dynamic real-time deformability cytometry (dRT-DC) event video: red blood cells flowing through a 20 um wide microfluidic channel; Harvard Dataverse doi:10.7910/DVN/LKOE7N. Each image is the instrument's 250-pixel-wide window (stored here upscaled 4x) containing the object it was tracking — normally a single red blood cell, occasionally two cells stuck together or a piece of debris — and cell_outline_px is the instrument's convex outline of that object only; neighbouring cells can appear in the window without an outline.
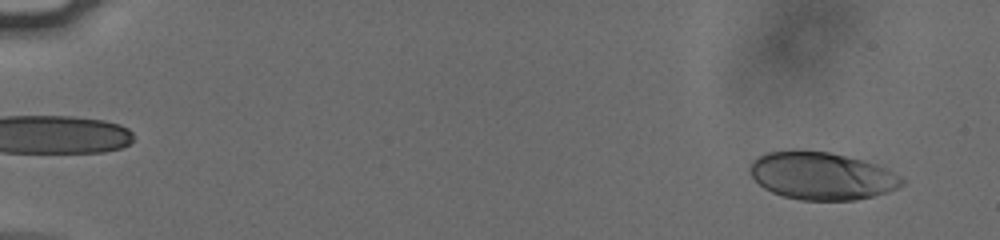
{"species": "human", "species_latin": "Homo sapiens", "temperature_condition": "cold", "stored_images_in_passage": 51, "camera_frame_rate_fps": 3000, "um_per_image_px": 0.085, "donor": {"sex": "male"}, "frame": {"image": 1, "passage_image": 3, "time_ms": 0.667, "image_size_px": [1000, 240], "cell_outline_px": [[904, 184], [888, 192], [856, 200], [800, 200], [784, 196], [772, 192], [764, 188], [748, 172], [748, 168], [752, 160], [768, 152], [792, 148], [796, 148], [828, 152], [876, 164], [888, 168], [900, 176], [904, 180]], "centroid_in_image_um": [69.81, 14.93], "position_along_channel_um": 15.2, "area_um2": 42.48}}
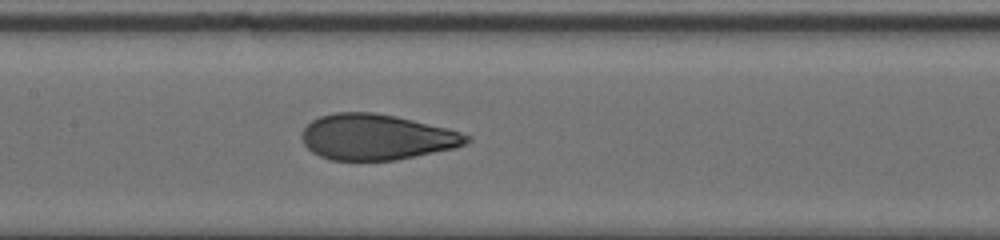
{"frame": {"image": 2, "passage_image": 28, "time_ms": 9.0, "image_size_px": [1000, 240], "cell_outline_px": [[472, 140], [456, 148], [396, 160], [332, 160], [320, 156], [312, 152], [304, 144], [300, 136], [304, 128], [312, 120], [320, 116], [332, 112], [372, 112], [396, 116], [448, 128], [472, 136]], "centroid_in_image_um": [32.01, 11.64], "position_along_channel_um": 175.4, "area_um2": 44.04}}
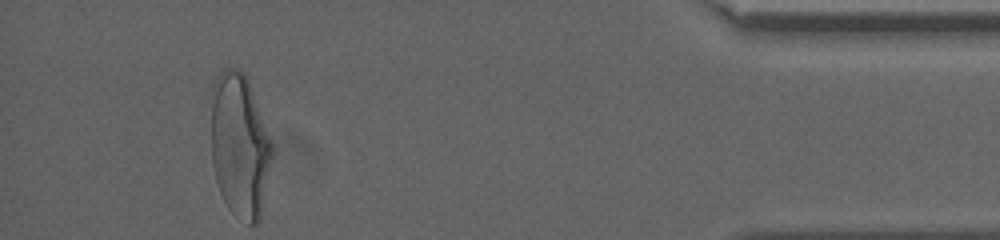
{"frame": {"image": 3, "passage_image": 51, "time_ms": 16.667, "image_size_px": [1000, 240], "cell_outline_px": [[272, 156], [260, 220], [256, 224], [248, 224], [232, 212], [228, 208], [220, 192], [216, 180], [212, 164], [212, 84], [216, 76], [224, 68], [240, 68], [244, 72], [248, 80], [272, 144]], "centroid_in_image_um": [20.36, 12.36], "position_along_channel_um": 414.8, "area_um2": 50.86}, "authors_computed_cell_mechanics": {"area_um2": 44.1014, "velocity_mm_per_s": 3.8079, "shape_relaxation_time_tau1_ms": 5.2739, "shape_relaxation_time_tau2_ms": 0.6861, "deformation_change_tau1": 0.2048, "deformation_change_tau2": 0.0704}}